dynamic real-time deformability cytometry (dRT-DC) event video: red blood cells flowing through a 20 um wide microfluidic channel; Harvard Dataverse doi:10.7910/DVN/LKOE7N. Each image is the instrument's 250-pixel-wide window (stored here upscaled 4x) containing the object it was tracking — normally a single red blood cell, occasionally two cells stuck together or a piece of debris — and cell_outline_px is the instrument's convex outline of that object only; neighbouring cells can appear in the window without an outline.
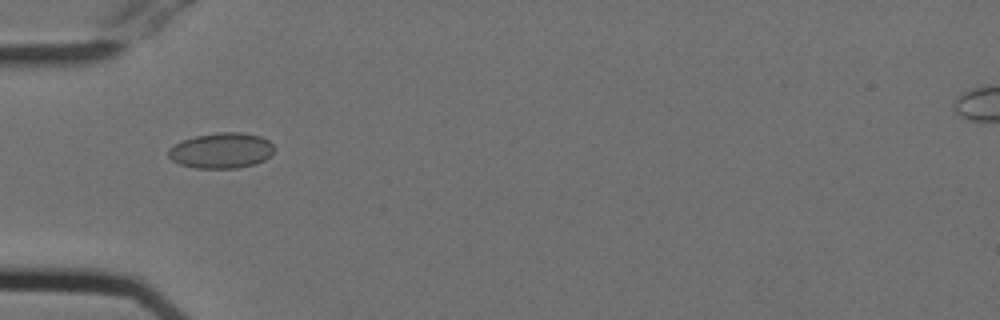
{"species": "Egyptian fruit bat (a non-hibernating species)", "species_latin": "Rousettus aegyptiacus", "temperature_condition": "cold", "stored_images_in_passage": 38, "camera_frame_rate_fps": 3000, "um_per_image_px": 0.085, "animal": {"sex": "female"}, "frame": {"image": 1, "passage_image": 2, "time_ms": 0.333, "image_size_px": [1000, 320], "cell_outline_px": [[276, 148], [264, 160], [256, 164], [236, 168], [196, 168], [180, 164], [172, 160], [168, 156], [168, 148], [184, 140], [196, 136], [220, 132], [240, 132], [260, 136], [268, 140]], "centroid_in_image_um": [18.83, 12.8], "position_along_channel_um": 66.2, "area_um2": 21.79}}
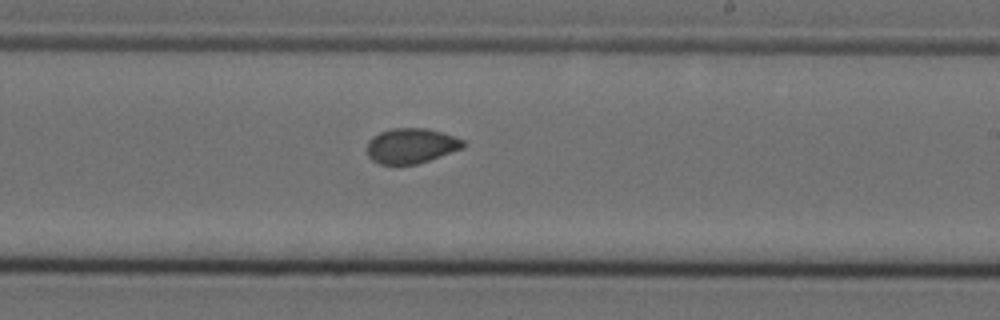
{"frame": {"image": 2, "passage_image": 17, "time_ms": 5.333, "image_size_px": [1000, 320], "cell_outline_px": [[464, 148], [416, 164], [380, 164], [372, 160], [368, 156], [368, 140], [372, 136], [380, 132], [392, 128], [424, 128], [440, 132], [464, 140]], "centroid_in_image_um": [34.92, 12.39], "position_along_channel_um": 254.1, "area_um2": 19.48}}
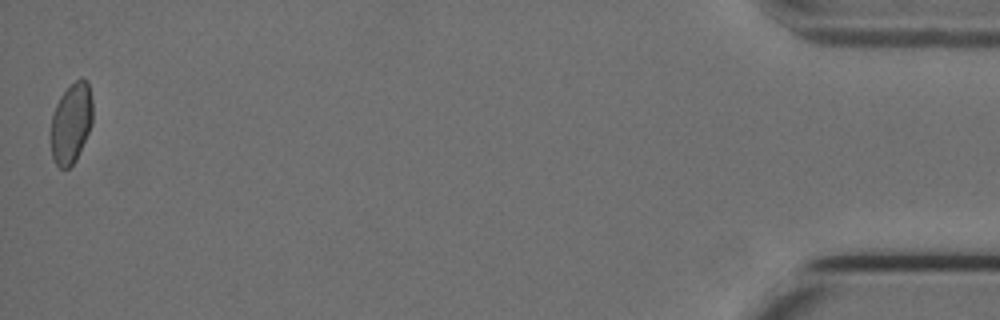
{"frame": {"image": 3, "passage_image": 38, "time_ms": 12.333, "image_size_px": [1000, 320], "cell_outline_px": [[92, 124], [76, 160], [68, 168], [60, 168], [56, 164], [52, 156], [52, 116], [56, 104], [60, 96], [76, 80], [88, 80], [92, 100]], "centroid_in_image_um": [6.07, 10.46], "position_along_channel_um": 429.1, "area_um2": 19.25}, "authors_computed_cell_mechanics": {"area_um2": 19.9699, "velocity_mm_per_s": 3.7725, "shape_relaxation_time_tau1_ms": null, "shape_relaxation_time_tau2_ms": 1.9538, "deformation_change_tau1": null, "deformation_change_tau2": 0.0453}}